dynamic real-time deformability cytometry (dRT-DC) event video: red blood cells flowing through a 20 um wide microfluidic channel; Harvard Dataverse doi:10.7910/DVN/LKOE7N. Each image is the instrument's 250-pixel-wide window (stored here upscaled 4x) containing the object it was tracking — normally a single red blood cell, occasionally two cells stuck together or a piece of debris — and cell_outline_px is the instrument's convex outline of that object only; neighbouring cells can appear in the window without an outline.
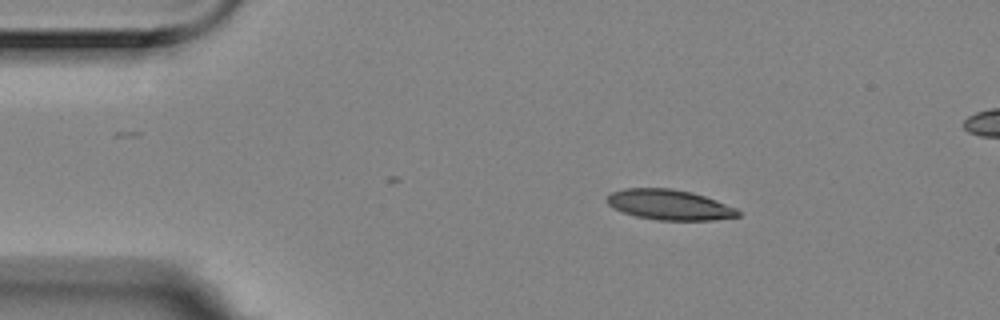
{"species": "Egyptian fruit bat (a non-hibernating species)", "species_latin": "Rousettus aegyptiacus", "temperature_condition": "room temperature", "stored_images_in_passage": 4, "segment_of_instrument_passage": [1, 2], "camera_frame_rate_fps": 3000, "um_per_image_px": 0.085, "animal": {"sex": "female"}, "frame": {"image": 1, "passage_image": 1, "time_ms": 0.0, "image_size_px": [1000, 320], "cell_outline_px": [[744, 212], [740, 216], [712, 220], [660, 220], [636, 216], [612, 208], [604, 200], [612, 192], [624, 188], [672, 188], [692, 192], [716, 200], [736, 208]], "centroid_in_image_um": [56.91, 17.4], "position_along_channel_um": 28.1, "area_um2": 23.24}}